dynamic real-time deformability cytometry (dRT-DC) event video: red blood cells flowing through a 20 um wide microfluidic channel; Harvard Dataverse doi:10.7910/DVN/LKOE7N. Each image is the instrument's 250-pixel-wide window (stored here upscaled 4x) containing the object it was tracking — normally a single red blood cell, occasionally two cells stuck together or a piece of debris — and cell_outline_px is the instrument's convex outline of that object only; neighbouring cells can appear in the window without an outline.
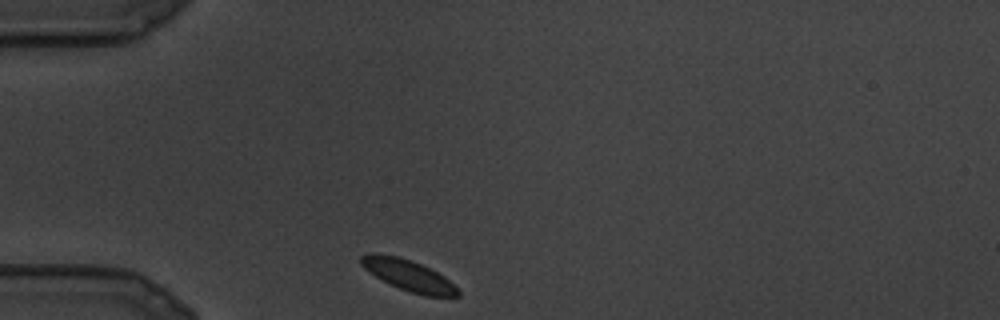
{"species": "common noctule bat (a hibernating species)", "species_latin": "Nyctalus noctula", "temperature_condition": "cold", "stored_images_in_passage": 4, "camera_frame_rate_fps": 3000, "um_per_image_px": 0.085, "animal": {"sex": "male", "body_mass_g": 19.5, "forearm_length_mm": 54.6}, "frame": {"image": 1, "passage_image": 1, "time_ms": 0.0, "image_size_px": [1000, 320], "cell_outline_px": [[460, 296], [424, 296], [400, 288], [376, 276], [364, 268], [360, 264], [360, 256], [368, 252], [380, 252], [400, 256], [412, 260], [444, 276], [460, 292]], "centroid_in_image_um": [34.67, 23.35], "position_along_channel_um": 50.3, "area_um2": 17.4}}
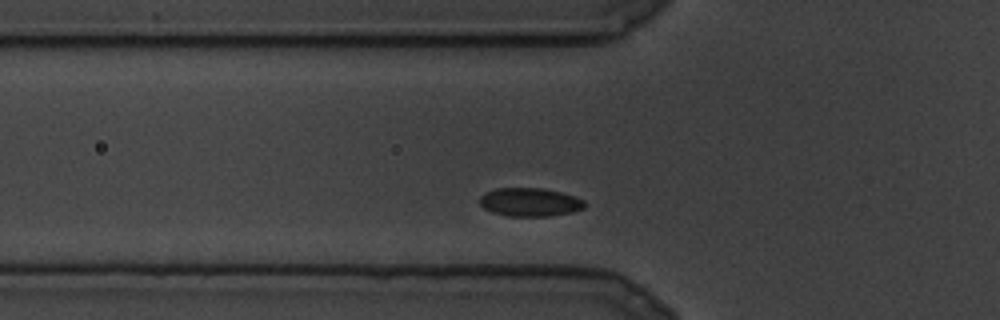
{"frame": {"image": 2, "passage_image": 3, "time_ms": 0.667, "image_size_px": [1000, 320], "cell_outline_px": [[584, 208], [572, 212], [552, 216], [508, 216], [492, 212], [484, 208], [480, 204], [480, 196], [484, 192], [496, 188], [544, 188], [576, 196], [584, 200]], "centroid_in_image_um": [45.03, 17.18], "position_along_channel_um": 80.8, "area_um2": 17.51}}